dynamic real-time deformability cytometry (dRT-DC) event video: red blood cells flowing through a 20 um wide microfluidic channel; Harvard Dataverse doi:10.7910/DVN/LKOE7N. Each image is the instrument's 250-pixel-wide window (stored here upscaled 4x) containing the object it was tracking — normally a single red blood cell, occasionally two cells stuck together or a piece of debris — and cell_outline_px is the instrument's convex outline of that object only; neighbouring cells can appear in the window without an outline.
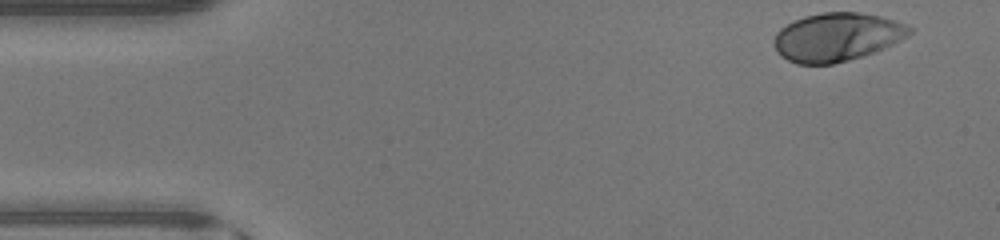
{"species": "human", "species_latin": "Homo sapiens", "temperature_condition": "warm", "stored_images_in_passage": 44, "camera_frame_rate_fps": 3000, "um_per_image_px": 0.085, "donor": {"sex": "male"}, "frame": {"image": 1, "passage_image": 1, "time_ms": 0.0, "image_size_px": [1000, 240], "cell_outline_px": [[912, 32], [908, 36], [892, 44], [872, 52], [848, 60], [832, 64], [796, 64], [780, 56], [776, 52], [772, 44], [772, 40], [776, 32], [780, 28], [804, 16], [824, 12], [860, 12], [880, 16], [904, 24], [912, 28]], "centroid_in_image_um": [71.08, 3.15], "position_along_channel_um": 13.9, "area_um2": 38.09}}
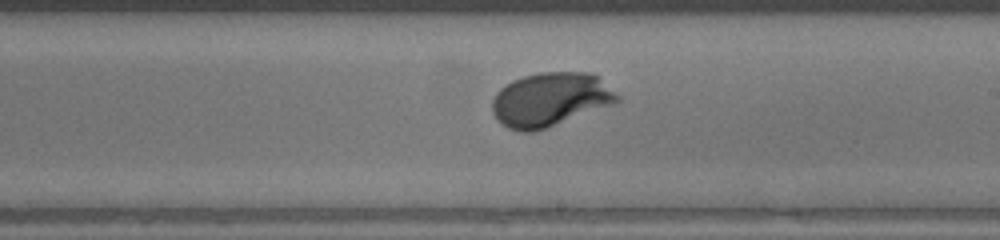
{"frame": {"image": 2, "passage_image": 24, "time_ms": 7.667, "image_size_px": [1000, 240], "cell_outline_px": [[620, 100], [612, 104], [544, 128], [532, 132], [520, 132], [508, 128], [500, 124], [492, 112], [492, 100], [496, 92], [504, 84], [512, 80], [524, 76], [540, 72], [592, 72], [620, 96]], "centroid_in_image_um": [46.72, 8.44], "position_along_channel_um": 242.3, "area_um2": 39.02}}
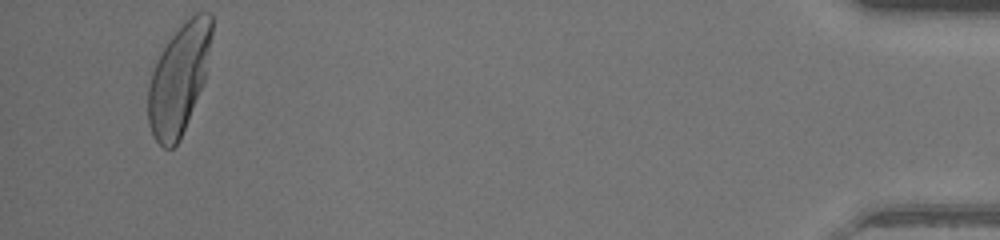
{"frame": {"image": 3, "passage_image": 42, "time_ms": 13.667, "image_size_px": [1000, 240], "cell_outline_px": [[212, 36], [204, 80], [180, 140], [172, 148], [164, 148], [152, 136], [148, 124], [148, 84], [152, 72], [160, 52], [168, 40], [188, 16], [196, 12], [208, 12], [212, 16]], "centroid_in_image_um": [15.19, 6.69], "position_along_channel_um": 420.0, "area_um2": 40.58}, "authors_computed_cell_mechanics": {"area_um2": 38.2347, "velocity_mm_per_s": 4.4303, "shape_relaxation_time_tau1_ms": 1.9493, "shape_relaxation_time_tau2_ms": null, "deformation_change_tau1": 0.1825, "deformation_change_tau2": null}}